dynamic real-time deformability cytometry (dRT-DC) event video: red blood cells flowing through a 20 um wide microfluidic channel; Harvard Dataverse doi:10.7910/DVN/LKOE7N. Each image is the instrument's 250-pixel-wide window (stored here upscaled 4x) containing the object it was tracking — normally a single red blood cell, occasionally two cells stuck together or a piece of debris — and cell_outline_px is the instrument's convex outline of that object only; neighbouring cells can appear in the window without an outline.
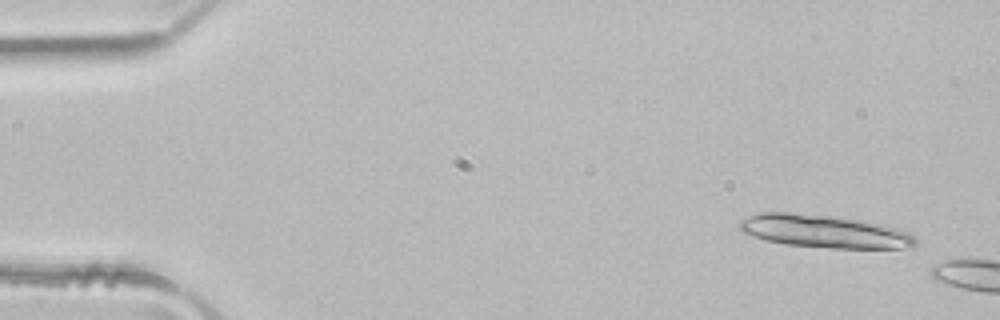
{"species": "common noctule bat (a hibernating species)", "species_latin": "Nyctalus noctula", "temperature_condition": "room temperature", "stored_images_in_passage": 4, "camera_frame_rate_fps": 3000, "um_per_image_px": 0.085, "animal": {"sex": "male", "body_mass_g": 21.5, "forearm_length_mm": 52.0}, "frame": {"image": 1, "passage_image": 1, "time_ms": 0.0, "image_size_px": [1000, 320], "cell_outline_px": [[916, 244], [912, 248], [832, 248], [784, 244], [764, 240], [740, 232], [740, 220], [748, 216], [760, 212], [788, 212], [828, 216], [860, 220], [884, 224], [900, 228], [908, 232], [916, 240]], "centroid_in_image_um": [70.05, 19.67], "position_along_channel_um": 14.9, "area_um2": 33.81}}
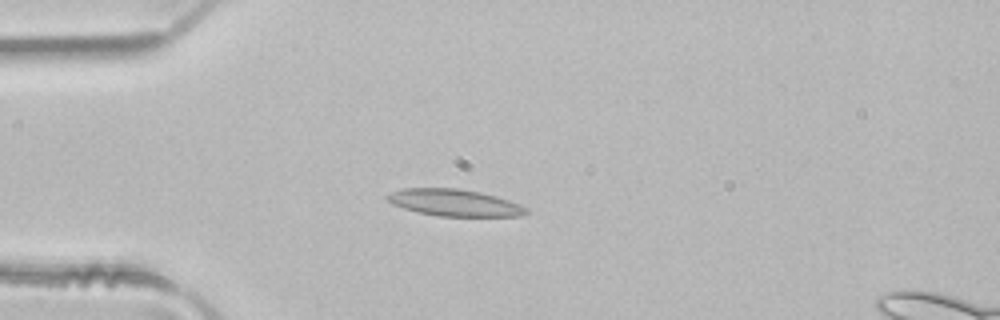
{"frame": {"image": 2, "passage_image": 4, "time_ms": 1.0, "image_size_px": [1000, 320], "cell_outline_px": [[532, 212], [520, 216], [436, 216], [416, 212], [392, 204], [384, 196], [392, 192], [404, 188], [456, 188], [480, 192], [496, 196], [520, 204], [528, 208]], "centroid_in_image_um": [38.65, 17.23], "position_along_channel_um": 46.3, "area_um2": 21.85}}